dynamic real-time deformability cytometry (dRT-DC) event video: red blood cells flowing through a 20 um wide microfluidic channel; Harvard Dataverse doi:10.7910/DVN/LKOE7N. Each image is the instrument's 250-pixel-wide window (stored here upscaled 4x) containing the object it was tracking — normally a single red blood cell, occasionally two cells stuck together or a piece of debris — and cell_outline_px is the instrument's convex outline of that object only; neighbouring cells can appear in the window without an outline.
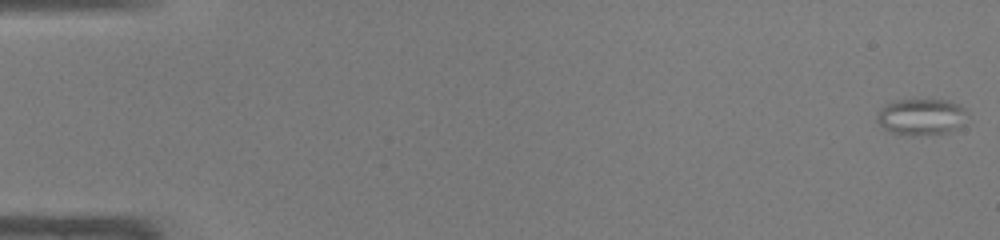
{"species": "common noctule bat (a hibernating species)", "species_latin": "Nyctalus noctula", "temperature_condition": "warm", "stored_images_in_passage": 48, "camera_frame_rate_fps": 3000, "um_per_image_px": 0.085, "animal": {"sex": "male", "body_mass_g": 19.0, "forearm_length_mm": 50.8}, "frame": {"image": 1, "passage_image": 1, "time_ms": 0.0, "image_size_px": [1000, 240], "cell_outline_px": [[968, 112], [960, 124], [956, 128], [948, 132], [912, 136], [888, 132], [876, 120], [876, 116], [880, 108], [896, 100], [948, 100], [960, 104]], "centroid_in_image_um": [78.28, 9.93], "position_along_channel_um": 6.7, "area_um2": 19.07}}
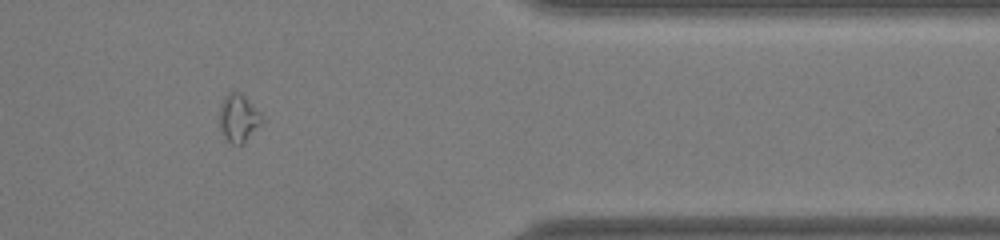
{"frame": {"image": 2, "passage_image": 40, "time_ms": 13.0, "image_size_px": [1000, 240], "cell_outline_px": [[260, 124], [240, 144], [232, 144], [224, 136], [220, 128], [220, 108], [224, 96], [232, 88], [240, 92], [260, 112]], "centroid_in_image_um": [20.22, 9.96], "position_along_channel_um": 391.2, "area_um2": 11.39}}
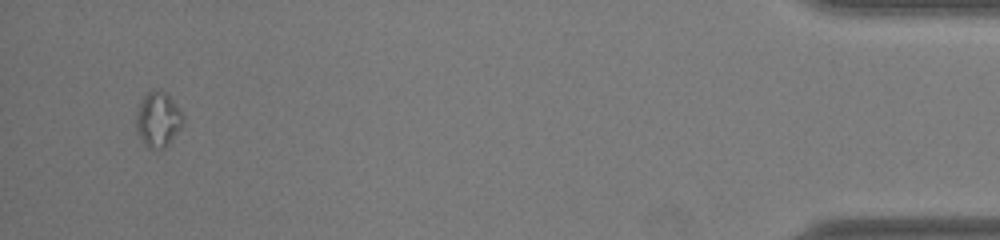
{"frame": {"image": 3, "passage_image": 46, "time_ms": 15.0, "image_size_px": [1000, 240], "cell_outline_px": [[184, 120], [180, 128], [168, 144], [164, 148], [148, 148], [144, 144], [136, 128], [136, 120], [140, 104], [144, 96], [152, 88], [160, 88], [172, 100], [184, 116]], "centroid_in_image_um": [13.44, 10.14], "position_along_channel_um": 421.8, "area_um2": 14.74}, "authors_computed_cell_mechanics": {"area_um2": 12.2825, "velocity_mm_per_s": 4.3113, "shape_relaxation_time_tau1_ms": 1.473, "shape_relaxation_time_tau2_ms": 1.0894, "deformation_change_tau1": null, "deformation_change_tau2": 0.0878}}